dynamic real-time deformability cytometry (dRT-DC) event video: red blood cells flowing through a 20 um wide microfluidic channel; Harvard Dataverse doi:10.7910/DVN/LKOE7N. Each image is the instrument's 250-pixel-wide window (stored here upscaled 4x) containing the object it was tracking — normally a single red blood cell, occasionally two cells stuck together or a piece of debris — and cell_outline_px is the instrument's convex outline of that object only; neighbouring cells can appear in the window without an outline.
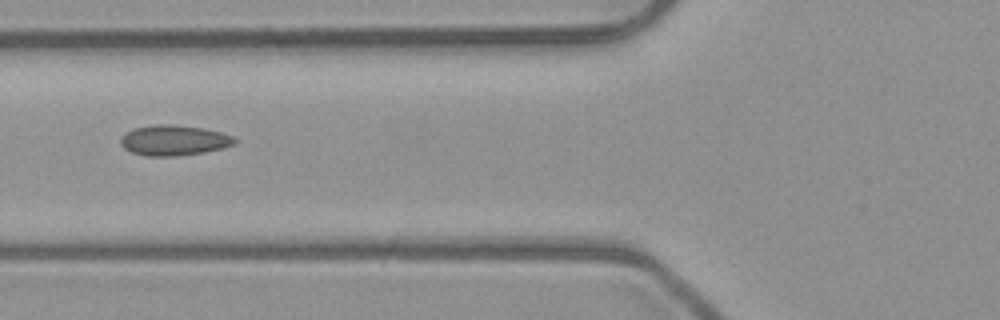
{"species": "common noctule bat (a hibernating species)", "species_latin": "Nyctalus noctula", "temperature_condition": "room temperature", "stored_images_in_passage": 6, "camera_frame_rate_fps": 3000, "um_per_image_px": 0.085, "animal": {"sex": "male", "body_mass_g": 23.1, "forearm_length_mm": 52.7}, "frame": {"image": 1, "passage_image": 6, "time_ms": 1.667, "image_size_px": [1000, 320], "cell_outline_px": [[240, 140], [236, 144], [224, 148], [204, 152], [176, 156], [148, 156], [132, 152], [124, 148], [120, 144], [120, 136], [132, 128], [156, 124], [172, 124], [204, 128], [236, 136]], "centroid_in_image_um": [14.82, 11.92], "position_along_channel_um": 111.0, "area_um2": 20.58}}